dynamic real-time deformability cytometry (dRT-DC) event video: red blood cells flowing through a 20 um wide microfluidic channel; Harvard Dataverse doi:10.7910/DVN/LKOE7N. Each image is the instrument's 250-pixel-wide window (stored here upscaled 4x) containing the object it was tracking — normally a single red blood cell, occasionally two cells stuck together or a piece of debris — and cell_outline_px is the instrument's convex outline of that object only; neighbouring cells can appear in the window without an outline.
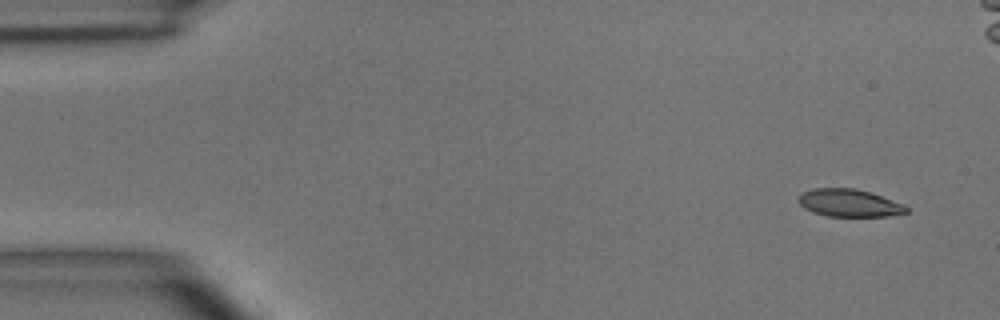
{"species": "common noctule bat (a hibernating species)", "species_latin": "Nyctalus noctula", "temperature_condition": "room temperature", "stored_images_in_passage": 5, "camera_frame_rate_fps": 3000, "um_per_image_px": 0.085, "animal": {"sex": "male", "body_mass_g": 15.6}, "frame": {"image": 1, "passage_image": 1, "time_ms": 0.0, "image_size_px": [1000, 320], "cell_outline_px": [[908, 212], [888, 216], [828, 216], [812, 212], [804, 208], [796, 200], [800, 192], [812, 188], [856, 188], [904, 204], [908, 208]], "centroid_in_image_um": [72.12, 17.24], "position_along_channel_um": 12.9, "area_um2": 17.4}}